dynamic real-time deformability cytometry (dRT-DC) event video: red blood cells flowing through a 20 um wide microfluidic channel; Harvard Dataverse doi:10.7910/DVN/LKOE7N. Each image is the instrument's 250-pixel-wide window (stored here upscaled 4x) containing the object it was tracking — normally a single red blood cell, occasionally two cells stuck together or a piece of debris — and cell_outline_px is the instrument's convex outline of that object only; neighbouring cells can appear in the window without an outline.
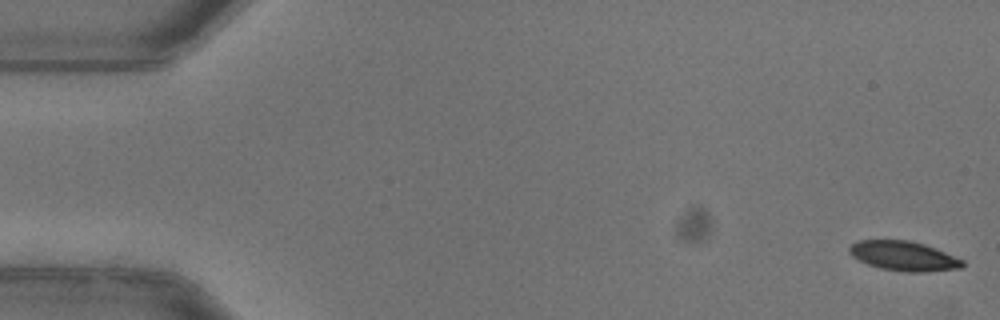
{"species": "common noctule bat (a hibernating species)", "species_latin": "Nyctalus noctula", "temperature_condition": "warm", "stored_images_in_passage": 52, "camera_frame_rate_fps": 3000, "um_per_image_px": 0.085, "animal": {"sex": "female"}, "frame": {"image": 1, "passage_image": 1, "time_ms": 0.0, "image_size_px": [1000, 320], "cell_outline_px": [[964, 264], [960, 268], [924, 272], [908, 272], [880, 268], [868, 264], [852, 256], [848, 252], [848, 248], [852, 244], [860, 240], [908, 240], [924, 244], [964, 260]], "centroid_in_image_um": [76.8, 21.76], "position_along_channel_um": 8.2, "area_um2": 19.31}}
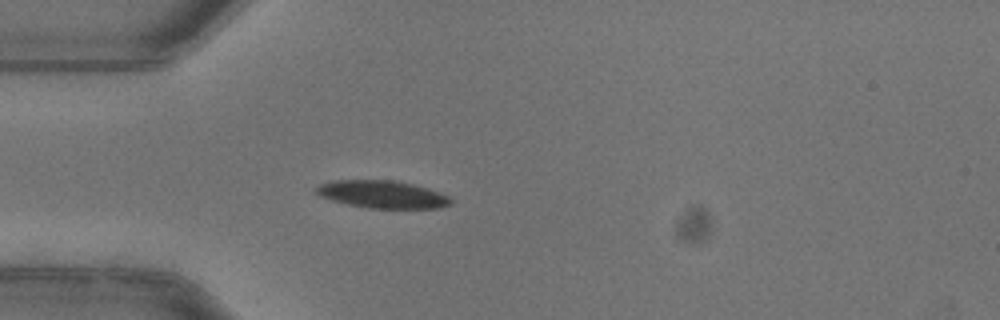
{"frame": {"image": 2, "passage_image": 15, "time_ms": 4.667, "image_size_px": [1000, 320], "cell_outline_px": [[452, 204], [440, 208], [368, 208], [348, 204], [332, 200], [320, 196], [316, 192], [316, 188], [320, 184], [332, 180], [396, 180], [428, 188], [440, 192], [448, 196], [452, 200]], "centroid_in_image_um": [32.52, 16.52], "position_along_channel_um": 52.5, "area_um2": 21.62}}
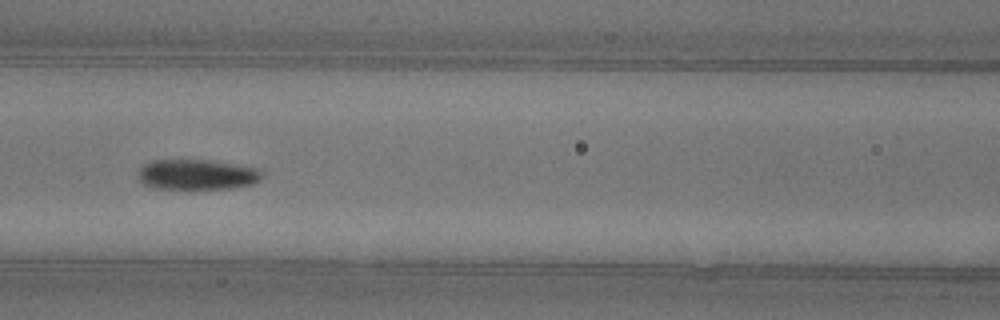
{"frame": {"image": 3, "passage_image": 23, "time_ms": 7.333, "image_size_px": [1000, 320], "cell_outline_px": [[260, 180], [252, 184], [232, 188], [152, 188], [144, 184], [140, 180], [140, 168], [144, 164], [152, 160], [208, 160], [236, 164], [256, 168], [260, 172]], "centroid_in_image_um": [16.73, 14.83], "position_along_channel_um": 149.9, "area_um2": 21.5}, "authors_computed_cell_mechanics": {"area_um2": 21.5016, "velocity_mm_per_s": 3.9442, "shape_relaxation_time_tau1_ms": 3.8321, "shape_relaxation_time_tau2_ms": 1.3132, "deformation_change_tau1": 0.1531, "deformation_change_tau2": 0.0431}}